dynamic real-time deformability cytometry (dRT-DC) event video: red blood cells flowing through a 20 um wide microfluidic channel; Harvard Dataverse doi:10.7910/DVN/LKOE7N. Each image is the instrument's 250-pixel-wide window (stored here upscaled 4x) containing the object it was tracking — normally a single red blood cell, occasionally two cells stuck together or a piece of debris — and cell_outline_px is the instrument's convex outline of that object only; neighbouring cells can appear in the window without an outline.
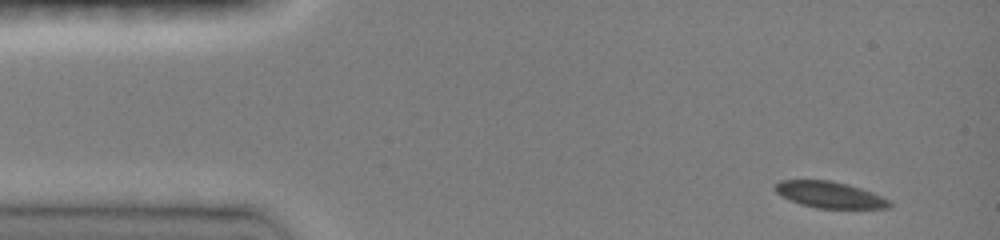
{"species": "common noctule bat (a hibernating species)", "species_latin": "Nyctalus noctula", "temperature_condition": "room temperature", "stored_images_in_passage": 26, "camera_frame_rate_fps": 3000, "um_per_image_px": 0.085, "animal": {"sex": "female", "body_mass_g": 19.0, "forearm_length_mm": 51.5}, "frame": {"image": 1, "passage_image": 1, "time_ms": 0.0, "image_size_px": [1000, 240], "cell_outline_px": [[892, 204], [888, 208], [816, 208], [800, 204], [788, 200], [776, 192], [772, 188], [780, 180], [832, 180], [848, 184], [872, 192], [888, 200]], "centroid_in_image_um": [70.47, 16.55], "position_along_channel_um": 14.5, "area_um2": 17.57}}
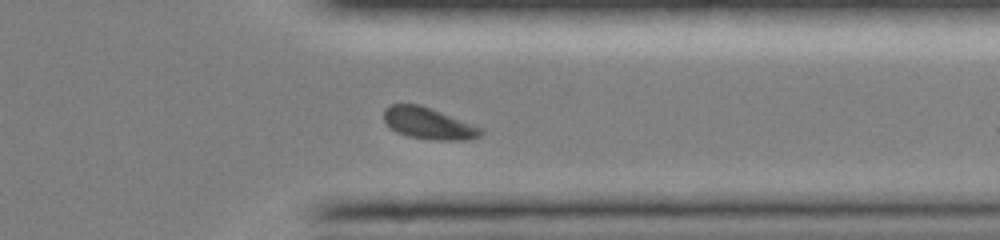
{"frame": {"image": 2, "passage_image": 20, "time_ms": 11.0, "image_size_px": [1000, 240], "cell_outline_px": [[484, 132], [480, 136], [468, 140], [432, 140], [408, 136], [396, 132], [384, 120], [384, 108], [392, 104], [420, 104], [484, 128]], "centroid_in_image_um": [36.46, 10.49], "position_along_channel_um": 374.9, "area_um2": 17.92}}
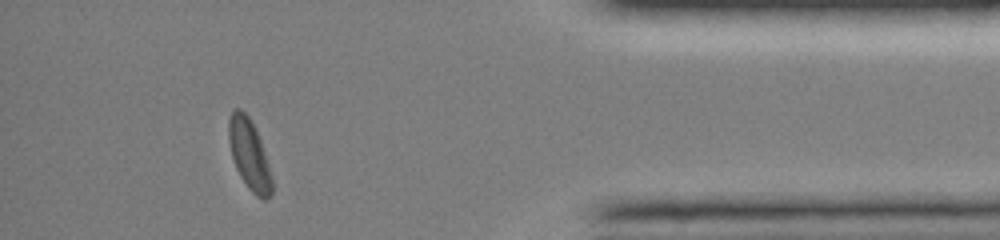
{"frame": {"image": 3, "passage_image": 24, "time_ms": 12.667, "image_size_px": [1000, 240], "cell_outline_px": [[272, 192], [264, 200], [256, 196], [248, 188], [240, 176], [236, 168], [232, 156], [228, 140], [228, 120], [232, 108], [240, 108], [248, 116], [260, 140], [268, 164], [272, 180]], "centroid_in_image_um": [21.15, 13.12], "position_along_channel_um": 414.0, "area_um2": 17.46}, "authors_computed_cell_mechanics": {"area_um2": 18.3226, "velocity_mm_per_s": 4.0966, "shape_relaxation_time_tau1_ms": 1.9161, "shape_relaxation_time_tau2_ms": null, "deformation_change_tau1": 0.0971, "deformation_change_tau2": null}}